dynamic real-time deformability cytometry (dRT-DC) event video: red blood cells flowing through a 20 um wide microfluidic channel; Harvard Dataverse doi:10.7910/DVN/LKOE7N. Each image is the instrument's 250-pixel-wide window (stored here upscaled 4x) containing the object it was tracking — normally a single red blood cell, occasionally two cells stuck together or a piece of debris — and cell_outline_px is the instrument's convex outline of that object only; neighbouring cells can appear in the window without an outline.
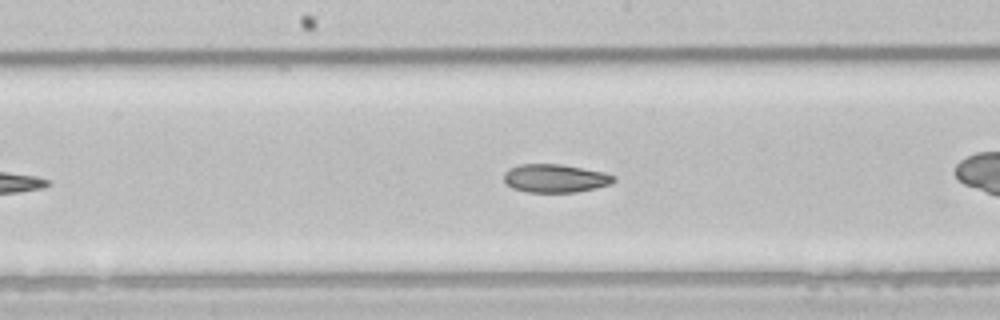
{"species": "common noctule bat (a hibernating species)", "species_latin": "Nyctalus noctula", "temperature_condition": "room temperature", "stored_images_in_passage": 27, "camera_frame_rate_fps": 3000, "um_per_image_px": 0.085, "animal": {"sex": "male", "body_mass_g": 21.5, "forearm_length_mm": 52.0}, "frame": {"image": 1, "passage_image": 12, "time_ms": 3.667, "image_size_px": [1000, 320], "cell_outline_px": [[616, 180], [612, 184], [596, 188], [576, 192], [528, 192], [512, 188], [504, 184], [504, 172], [508, 168], [520, 164], [560, 164], [604, 172], [616, 176]], "centroid_in_image_um": [47.18, 15.16], "position_along_channel_um": 201.0, "area_um2": 18.32}, "authors_computed_cell_mechanics": {"area_um2": 18.4382, "velocity_mm_per_s": 3.9612, "shape_relaxation_time_tau1_ms": 6.7789, "shape_relaxation_time_tau2_ms": 5.2004, "deformation_change_tau1": 0.1801, "deformation_change_tau2": 0.1202}}